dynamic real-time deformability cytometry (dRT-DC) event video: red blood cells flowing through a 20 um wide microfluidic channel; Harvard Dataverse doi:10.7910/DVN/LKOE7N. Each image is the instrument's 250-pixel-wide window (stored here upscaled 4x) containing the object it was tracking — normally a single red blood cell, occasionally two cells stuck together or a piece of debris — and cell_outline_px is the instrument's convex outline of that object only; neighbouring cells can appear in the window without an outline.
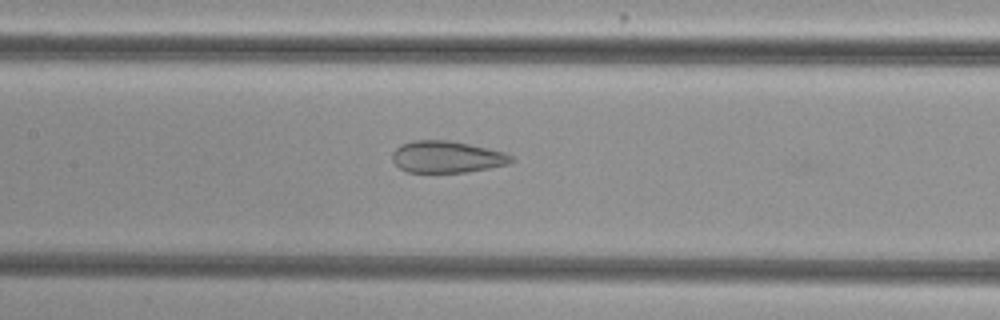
{"species": "common noctule bat (a hibernating species)", "species_latin": "Nyctalus noctula", "temperature_condition": "cold", "stored_images_in_passage": 33, "camera_frame_rate_fps": 3000, "um_per_image_px": 0.085, "animal": {"sex": "female", "body_mass_g": 29.2, "forearm_length_mm": 56.3}, "frame": {"image": 1, "passage_image": 12, "time_ms": 3.667, "image_size_px": [1000, 320], "cell_outline_px": [[516, 160], [508, 164], [488, 168], [464, 172], [408, 172], [400, 168], [392, 160], [392, 152], [400, 144], [412, 140], [448, 140], [488, 148], [504, 152], [512, 156]], "centroid_in_image_um": [37.97, 13.33], "position_along_channel_um": 169.4, "area_um2": 22.02}}
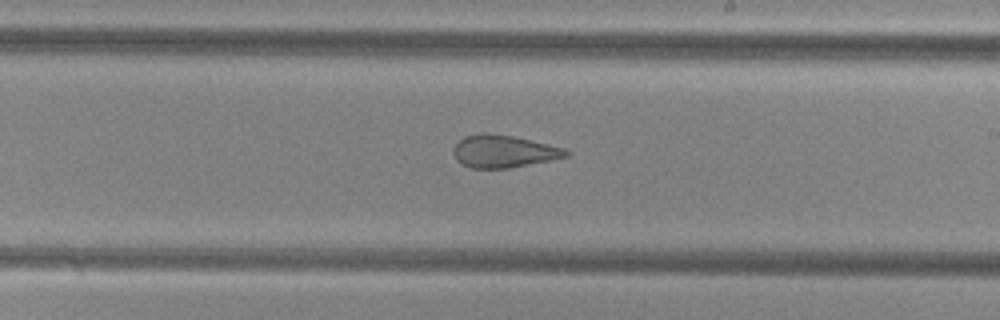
{"frame": {"image": 2, "passage_image": 18, "time_ms": 5.667, "image_size_px": [1000, 320], "cell_outline_px": [[572, 152], [568, 156], [552, 160], [508, 168], [472, 168], [456, 160], [452, 152], [452, 148], [464, 136], [480, 132], [488, 132], [512, 136], [564, 148]], "centroid_in_image_um": [42.79, 12.85], "position_along_channel_um": 246.2, "area_um2": 21.33}}
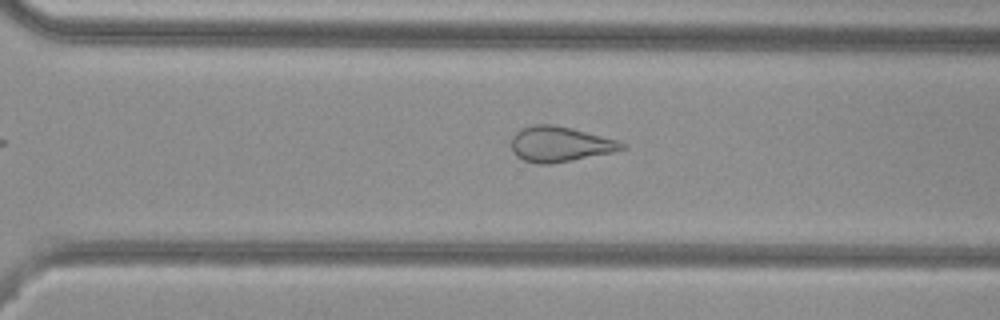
{"frame": {"image": 3, "passage_image": 24, "time_ms": 7.667, "image_size_px": [1000, 320], "cell_outline_px": [[628, 148], [612, 152], [552, 164], [536, 164], [524, 160], [516, 156], [512, 152], [512, 136], [520, 128], [536, 124], [552, 124], [572, 128], [620, 140], [628, 144]], "centroid_in_image_um": [47.62, 12.25], "position_along_channel_um": 323.0, "area_um2": 23.0}}